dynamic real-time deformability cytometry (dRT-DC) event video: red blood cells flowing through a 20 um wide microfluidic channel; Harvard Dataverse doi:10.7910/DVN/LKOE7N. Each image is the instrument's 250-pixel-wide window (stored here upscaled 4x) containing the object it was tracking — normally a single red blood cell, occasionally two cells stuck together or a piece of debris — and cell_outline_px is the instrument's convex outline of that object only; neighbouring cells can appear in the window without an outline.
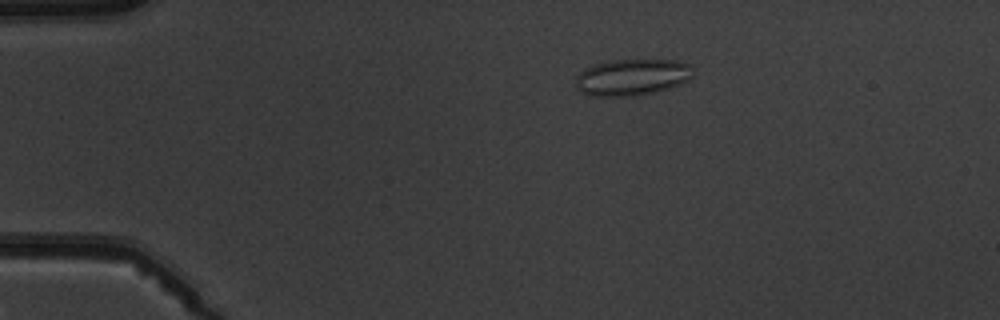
{"species": "common noctule bat (a hibernating species)", "species_latin": "Nyctalus noctula", "temperature_condition": "warm", "stored_images_in_passage": 6, "camera_frame_rate_fps": 3000, "um_per_image_px": 0.085, "animal": {"sex": "male", "body_mass_g": 19.5, "forearm_length_mm": 54.6}, "frame": {"image": 1, "passage_image": 2, "time_ms": 1.333, "image_size_px": [1000, 320], "cell_outline_px": [[692, 76], [688, 80], [680, 84], [668, 88], [636, 96], [588, 96], [580, 92], [576, 88], [576, 80], [580, 72], [584, 68], [608, 60], [680, 60], [692, 64]], "centroid_in_image_um": [53.72, 6.56], "position_along_channel_um": 31.3, "area_um2": 25.14}}
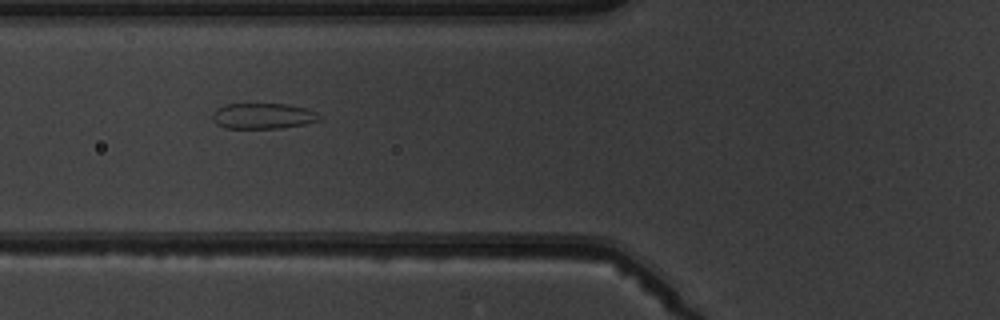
{"frame": {"image": 2, "passage_image": 5, "time_ms": 4.667, "image_size_px": [1000, 320], "cell_outline_px": [[320, 120], [304, 124], [280, 128], [224, 128], [216, 124], [212, 120], [212, 112], [216, 108], [224, 104], [288, 104], [308, 108], [316, 112], [320, 116]], "centroid_in_image_um": [22.32, 9.85], "position_along_channel_um": 103.5, "area_um2": 16.18}}
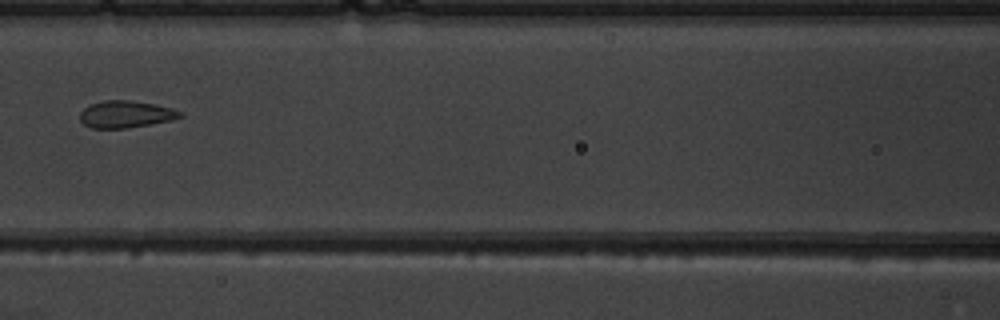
{"frame": {"image": 3, "passage_image": 6, "time_ms": 6.0, "image_size_px": [1000, 320], "cell_outline_px": [[184, 116], [172, 120], [128, 128], [92, 128], [84, 124], [80, 120], [80, 112], [84, 108], [92, 104], [104, 100], [132, 100], [172, 108], [184, 112]], "centroid_in_image_um": [10.72, 9.71], "position_along_channel_um": 155.9, "area_um2": 15.78}}